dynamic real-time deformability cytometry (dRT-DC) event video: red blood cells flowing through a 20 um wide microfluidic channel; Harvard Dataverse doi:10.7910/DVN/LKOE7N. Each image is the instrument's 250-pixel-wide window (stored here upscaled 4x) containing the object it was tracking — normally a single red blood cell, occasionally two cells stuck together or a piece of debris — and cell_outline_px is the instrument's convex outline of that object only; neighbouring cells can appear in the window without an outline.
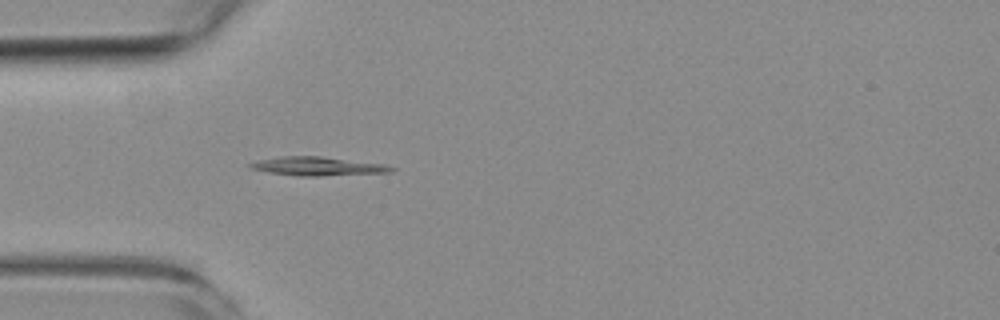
{"species": "common noctule bat (a hibernating species)", "species_latin": "Nyctalus noctula", "temperature_condition": "room temperature", "stored_images_in_passage": 4, "camera_frame_rate_fps": 3000, "um_per_image_px": 0.085, "animal": {"sex": "female", "body_mass_g": 19.3, "forearm_length_mm": 54.1}, "frame": {"image": 1, "passage_image": 4, "time_ms": 4.0, "image_size_px": [1000, 320], "cell_outline_px": [[396, 168], [392, 172], [320, 176], [300, 176], [268, 172], [248, 168], [248, 164], [260, 160], [280, 156], [320, 156], [384, 164]], "centroid_in_image_um": [27.0, 14.13], "position_along_channel_um": 58.0, "area_um2": 15.32}}